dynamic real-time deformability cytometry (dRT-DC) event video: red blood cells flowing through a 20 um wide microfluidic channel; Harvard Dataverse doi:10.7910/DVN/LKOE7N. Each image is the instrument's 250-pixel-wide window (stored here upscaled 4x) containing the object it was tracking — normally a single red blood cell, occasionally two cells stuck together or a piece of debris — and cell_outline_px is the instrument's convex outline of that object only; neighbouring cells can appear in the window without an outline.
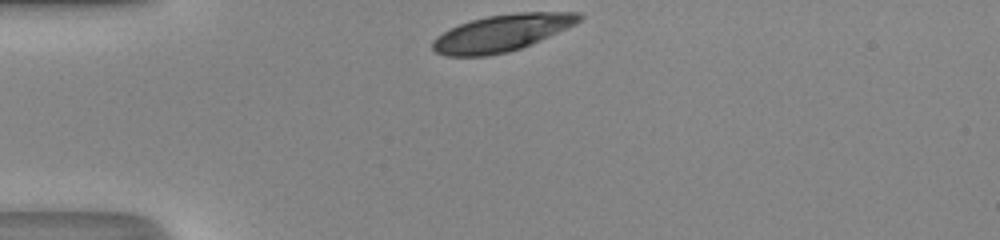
{"species": "human", "species_latin": "Homo sapiens", "temperature_condition": "room temperature", "stored_images_in_passage": 28, "camera_frame_rate_fps": 3000, "um_per_image_px": 0.085, "donor": {"sex": "male"}, "frame": {"image": 1, "passage_image": 1, "time_ms": 0.0, "image_size_px": [1000, 240], "cell_outline_px": [[584, 16], [576, 24], [520, 48], [508, 52], [484, 56], [448, 56], [436, 52], [432, 48], [432, 40], [436, 36], [460, 24], [472, 20], [488, 16], [516, 12], [580, 12]], "centroid_in_image_um": [42.66, 2.79], "position_along_channel_um": 42.3, "area_um2": 31.04}}
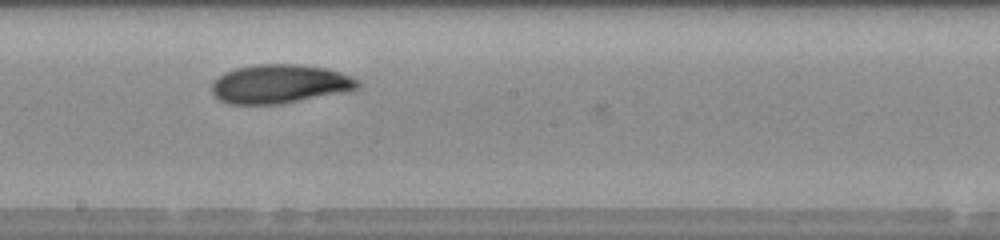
{"frame": {"image": 2, "passage_image": 16, "time_ms": 5.0, "image_size_px": [1000, 240], "cell_outline_px": [[360, 88], [348, 92], [280, 104], [228, 104], [220, 100], [212, 92], [212, 80], [224, 72], [236, 68], [260, 64], [300, 64], [328, 68], [340, 72], [360, 80]], "centroid_in_image_um": [23.82, 7.13], "position_along_channel_um": 224.4, "area_um2": 33.47}}
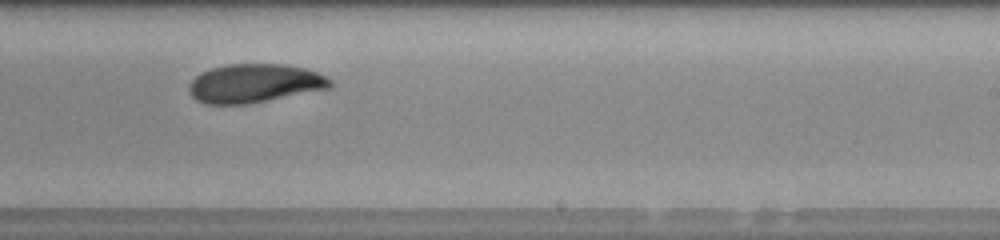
{"frame": {"image": 3, "passage_image": 19, "time_ms": 6.0, "image_size_px": [1000, 240], "cell_outline_px": [[332, 88], [248, 104], [204, 104], [196, 100], [188, 92], [188, 84], [196, 76], [212, 68], [228, 64], [284, 64], [304, 68], [328, 76], [332, 80]], "centroid_in_image_um": [21.65, 7.09], "position_along_channel_um": 267.3, "area_um2": 32.02}, "authors_computed_cell_mechanics": {"area_um2": 32.5414, "velocity_mm_per_s": 4.3007, "shape_relaxation_time_tau1_ms": 2.3939, "shape_relaxation_time_tau2_ms": 2.5934, "deformation_change_tau1": 0.1119, "deformation_change_tau2": 0.0484}}